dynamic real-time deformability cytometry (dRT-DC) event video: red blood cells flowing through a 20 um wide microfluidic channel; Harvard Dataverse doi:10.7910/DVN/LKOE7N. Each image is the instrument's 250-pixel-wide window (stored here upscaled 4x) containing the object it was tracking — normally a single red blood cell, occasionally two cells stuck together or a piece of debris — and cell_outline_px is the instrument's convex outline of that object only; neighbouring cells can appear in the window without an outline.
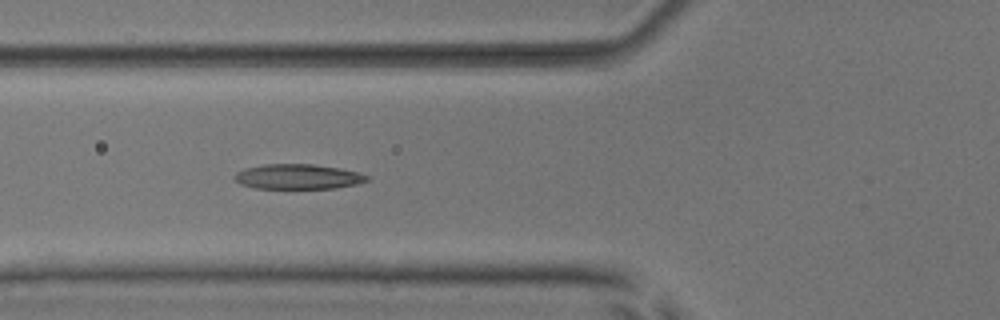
{"species": "common noctule bat (a hibernating species)", "species_latin": "Nyctalus noctula", "temperature_condition": "room temperature", "stored_images_in_passage": 8, "camera_frame_rate_fps": 3000, "um_per_image_px": 0.085, "animal": {"sex": "male", "body_mass_g": 17.9, "forearm_length_mm": 54.2}, "frame": {"image": 1, "passage_image": 5, "time_ms": 5.333, "image_size_px": [1000, 320], "cell_outline_px": [[368, 180], [356, 184], [336, 188], [256, 188], [240, 184], [232, 176], [236, 172], [244, 168], [264, 164], [312, 164], [340, 168], [356, 172], [368, 176]], "centroid_in_image_um": [25.28, 15.01], "position_along_channel_um": 100.5, "area_um2": 19.19}}
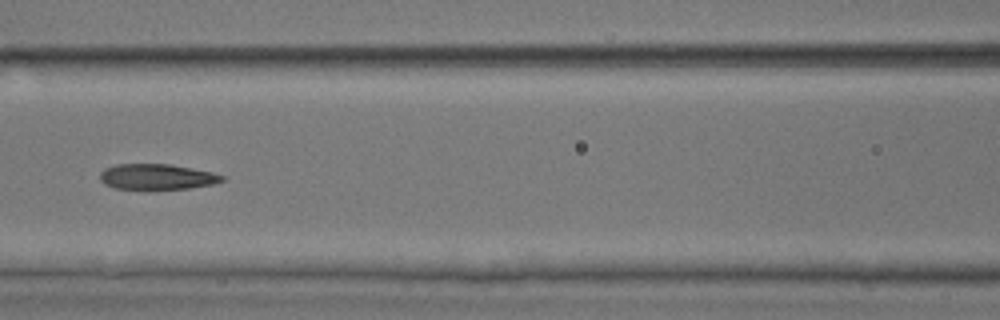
{"frame": {"image": 2, "passage_image": 6, "time_ms": 6.667, "image_size_px": [1000, 320], "cell_outline_px": [[224, 180], [212, 184], [188, 188], [116, 188], [104, 184], [100, 180], [100, 172], [104, 168], [116, 164], [168, 164], [192, 168], [212, 172], [224, 176]], "centroid_in_image_um": [13.31, 15.0], "position_along_channel_um": 153.3, "area_um2": 17.86}}